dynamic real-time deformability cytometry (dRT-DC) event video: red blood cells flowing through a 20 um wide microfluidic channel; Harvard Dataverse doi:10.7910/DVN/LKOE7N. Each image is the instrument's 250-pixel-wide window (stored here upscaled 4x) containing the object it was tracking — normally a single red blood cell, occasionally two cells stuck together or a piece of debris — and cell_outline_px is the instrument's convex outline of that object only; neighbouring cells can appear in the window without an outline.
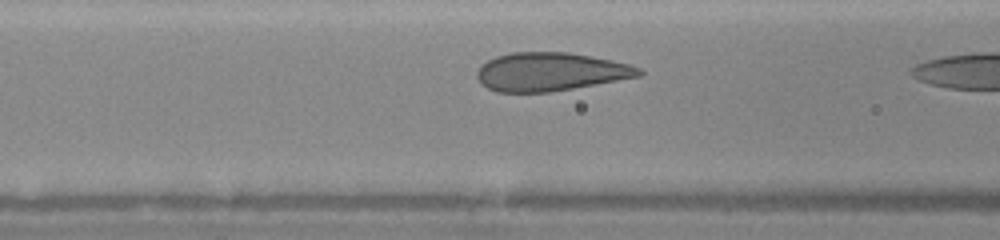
{"species": "human", "species_latin": "Homo sapiens", "temperature_condition": "warm", "stored_images_in_passage": 7, "camera_frame_rate_fps": 3000, "um_per_image_px": 0.085, "donor": {"sex": "female"}, "frame": {"image": 1, "passage_image": 6, "time_ms": 1.667, "image_size_px": [1000, 240], "cell_outline_px": [[644, 72], [640, 76], [596, 84], [548, 92], [496, 92], [488, 88], [476, 76], [476, 72], [480, 64], [496, 56], [512, 52], [568, 52], [592, 56], [612, 60], [628, 64], [640, 68]], "centroid_in_image_um": [46.77, 6.09], "position_along_channel_um": 119.8, "area_um2": 36.13}}